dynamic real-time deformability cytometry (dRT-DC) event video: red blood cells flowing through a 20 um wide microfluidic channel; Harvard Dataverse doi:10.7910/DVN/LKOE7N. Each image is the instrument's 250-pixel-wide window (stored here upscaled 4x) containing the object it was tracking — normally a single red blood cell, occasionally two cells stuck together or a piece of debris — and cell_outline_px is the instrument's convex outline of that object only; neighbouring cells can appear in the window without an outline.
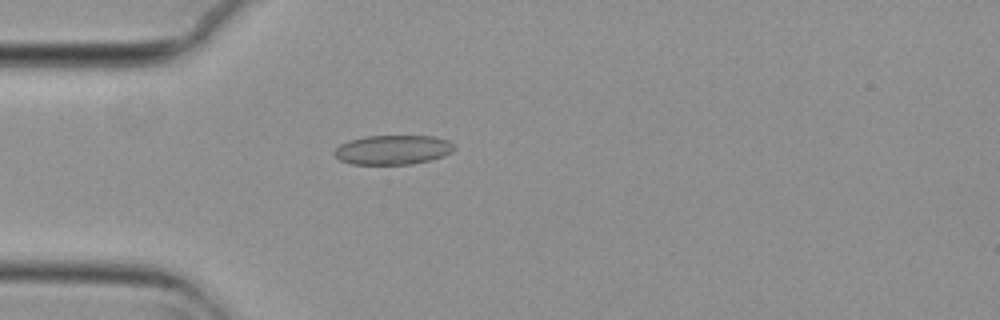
{"species": "common noctule bat (a hibernating species)", "species_latin": "Nyctalus noctula", "temperature_condition": "cold", "stored_images_in_passage": 2, "camera_frame_rate_fps": 3000, "um_per_image_px": 0.085, "animal": {"sex": "female", "body_mass_g": 29.2, "forearm_length_mm": 56.3}, "frame": {"image": 1, "passage_image": 1, "time_ms": 0.0, "image_size_px": [1000, 320], "cell_outline_px": [[456, 148], [452, 152], [444, 156], [432, 160], [412, 164], [352, 164], [340, 160], [332, 152], [340, 144], [348, 140], [364, 136], [436, 136], [448, 140]], "centroid_in_image_um": [33.41, 12.73], "position_along_channel_um": 51.6, "area_um2": 20.75}}